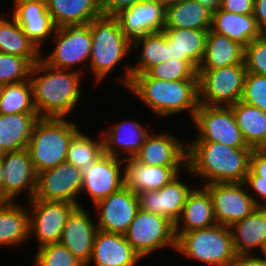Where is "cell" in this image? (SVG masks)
Listing matches in <instances>:
<instances>
[{
    "instance_id": "obj_50",
    "label": "cell",
    "mask_w": 266,
    "mask_h": 266,
    "mask_svg": "<svg viewBox=\"0 0 266 266\" xmlns=\"http://www.w3.org/2000/svg\"><path fill=\"white\" fill-rule=\"evenodd\" d=\"M212 15L221 9V0H197Z\"/></svg>"
},
{
    "instance_id": "obj_20",
    "label": "cell",
    "mask_w": 266,
    "mask_h": 266,
    "mask_svg": "<svg viewBox=\"0 0 266 266\" xmlns=\"http://www.w3.org/2000/svg\"><path fill=\"white\" fill-rule=\"evenodd\" d=\"M84 207L76 206L68 215L59 243L87 265L98 227L95 218Z\"/></svg>"
},
{
    "instance_id": "obj_43",
    "label": "cell",
    "mask_w": 266,
    "mask_h": 266,
    "mask_svg": "<svg viewBox=\"0 0 266 266\" xmlns=\"http://www.w3.org/2000/svg\"><path fill=\"white\" fill-rule=\"evenodd\" d=\"M244 64L247 72L266 76V33L244 47Z\"/></svg>"
},
{
    "instance_id": "obj_7",
    "label": "cell",
    "mask_w": 266,
    "mask_h": 266,
    "mask_svg": "<svg viewBox=\"0 0 266 266\" xmlns=\"http://www.w3.org/2000/svg\"><path fill=\"white\" fill-rule=\"evenodd\" d=\"M52 40L53 49L48 51L50 53L42 50L41 60L53 68L84 74V64L88 66L91 56L92 35L89 24L57 27Z\"/></svg>"
},
{
    "instance_id": "obj_53",
    "label": "cell",
    "mask_w": 266,
    "mask_h": 266,
    "mask_svg": "<svg viewBox=\"0 0 266 266\" xmlns=\"http://www.w3.org/2000/svg\"><path fill=\"white\" fill-rule=\"evenodd\" d=\"M165 8H167L168 6L180 3L184 0H158Z\"/></svg>"
},
{
    "instance_id": "obj_29",
    "label": "cell",
    "mask_w": 266,
    "mask_h": 266,
    "mask_svg": "<svg viewBox=\"0 0 266 266\" xmlns=\"http://www.w3.org/2000/svg\"><path fill=\"white\" fill-rule=\"evenodd\" d=\"M46 7L56 27L89 24L102 16L100 0H46Z\"/></svg>"
},
{
    "instance_id": "obj_39",
    "label": "cell",
    "mask_w": 266,
    "mask_h": 266,
    "mask_svg": "<svg viewBox=\"0 0 266 266\" xmlns=\"http://www.w3.org/2000/svg\"><path fill=\"white\" fill-rule=\"evenodd\" d=\"M145 74L159 80H198V69L190 61L172 57L149 68Z\"/></svg>"
},
{
    "instance_id": "obj_6",
    "label": "cell",
    "mask_w": 266,
    "mask_h": 266,
    "mask_svg": "<svg viewBox=\"0 0 266 266\" xmlns=\"http://www.w3.org/2000/svg\"><path fill=\"white\" fill-rule=\"evenodd\" d=\"M176 252L206 266H229L237 255L230 228L221 224L181 233L176 238Z\"/></svg>"
},
{
    "instance_id": "obj_35",
    "label": "cell",
    "mask_w": 266,
    "mask_h": 266,
    "mask_svg": "<svg viewBox=\"0 0 266 266\" xmlns=\"http://www.w3.org/2000/svg\"><path fill=\"white\" fill-rule=\"evenodd\" d=\"M139 48V49H138ZM141 49V50H140ZM138 52L135 62H132L131 72L134 75L143 74L149 68L163 63L169 58L167 38L163 32L147 34L132 42V53Z\"/></svg>"
},
{
    "instance_id": "obj_32",
    "label": "cell",
    "mask_w": 266,
    "mask_h": 266,
    "mask_svg": "<svg viewBox=\"0 0 266 266\" xmlns=\"http://www.w3.org/2000/svg\"><path fill=\"white\" fill-rule=\"evenodd\" d=\"M5 11V12H4ZM0 14V52L28 59L33 65L41 60V51L27 37L16 19Z\"/></svg>"
},
{
    "instance_id": "obj_1",
    "label": "cell",
    "mask_w": 266,
    "mask_h": 266,
    "mask_svg": "<svg viewBox=\"0 0 266 266\" xmlns=\"http://www.w3.org/2000/svg\"><path fill=\"white\" fill-rule=\"evenodd\" d=\"M85 77L77 71L50 67L42 60L33 65L29 80L38 116L67 118L72 115L82 100Z\"/></svg>"
},
{
    "instance_id": "obj_46",
    "label": "cell",
    "mask_w": 266,
    "mask_h": 266,
    "mask_svg": "<svg viewBox=\"0 0 266 266\" xmlns=\"http://www.w3.org/2000/svg\"><path fill=\"white\" fill-rule=\"evenodd\" d=\"M255 0H221V10L249 15L254 13Z\"/></svg>"
},
{
    "instance_id": "obj_15",
    "label": "cell",
    "mask_w": 266,
    "mask_h": 266,
    "mask_svg": "<svg viewBox=\"0 0 266 266\" xmlns=\"http://www.w3.org/2000/svg\"><path fill=\"white\" fill-rule=\"evenodd\" d=\"M3 201L18 202V197L26 196V201L34 198L37 188V172L27 148L2 154Z\"/></svg>"
},
{
    "instance_id": "obj_34",
    "label": "cell",
    "mask_w": 266,
    "mask_h": 266,
    "mask_svg": "<svg viewBox=\"0 0 266 266\" xmlns=\"http://www.w3.org/2000/svg\"><path fill=\"white\" fill-rule=\"evenodd\" d=\"M212 14L197 0H184L168 6L165 28L210 30Z\"/></svg>"
},
{
    "instance_id": "obj_55",
    "label": "cell",
    "mask_w": 266,
    "mask_h": 266,
    "mask_svg": "<svg viewBox=\"0 0 266 266\" xmlns=\"http://www.w3.org/2000/svg\"><path fill=\"white\" fill-rule=\"evenodd\" d=\"M262 255L266 258V248H265V250L263 251Z\"/></svg>"
},
{
    "instance_id": "obj_49",
    "label": "cell",
    "mask_w": 266,
    "mask_h": 266,
    "mask_svg": "<svg viewBox=\"0 0 266 266\" xmlns=\"http://www.w3.org/2000/svg\"><path fill=\"white\" fill-rule=\"evenodd\" d=\"M253 15L259 28L266 33V0H255Z\"/></svg>"
},
{
    "instance_id": "obj_9",
    "label": "cell",
    "mask_w": 266,
    "mask_h": 266,
    "mask_svg": "<svg viewBox=\"0 0 266 266\" xmlns=\"http://www.w3.org/2000/svg\"><path fill=\"white\" fill-rule=\"evenodd\" d=\"M246 73L245 64L198 70L199 103L230 107L241 101Z\"/></svg>"
},
{
    "instance_id": "obj_30",
    "label": "cell",
    "mask_w": 266,
    "mask_h": 266,
    "mask_svg": "<svg viewBox=\"0 0 266 266\" xmlns=\"http://www.w3.org/2000/svg\"><path fill=\"white\" fill-rule=\"evenodd\" d=\"M234 64H244V46L210 29L205 54L198 70H215Z\"/></svg>"
},
{
    "instance_id": "obj_33",
    "label": "cell",
    "mask_w": 266,
    "mask_h": 266,
    "mask_svg": "<svg viewBox=\"0 0 266 266\" xmlns=\"http://www.w3.org/2000/svg\"><path fill=\"white\" fill-rule=\"evenodd\" d=\"M38 114H0V150L19 151L27 148Z\"/></svg>"
},
{
    "instance_id": "obj_14",
    "label": "cell",
    "mask_w": 266,
    "mask_h": 266,
    "mask_svg": "<svg viewBox=\"0 0 266 266\" xmlns=\"http://www.w3.org/2000/svg\"><path fill=\"white\" fill-rule=\"evenodd\" d=\"M204 187L211 195L217 224L230 227L257 207L244 182L213 183Z\"/></svg>"
},
{
    "instance_id": "obj_45",
    "label": "cell",
    "mask_w": 266,
    "mask_h": 266,
    "mask_svg": "<svg viewBox=\"0 0 266 266\" xmlns=\"http://www.w3.org/2000/svg\"><path fill=\"white\" fill-rule=\"evenodd\" d=\"M142 0H100L102 16H115L120 11L127 9Z\"/></svg>"
},
{
    "instance_id": "obj_18",
    "label": "cell",
    "mask_w": 266,
    "mask_h": 266,
    "mask_svg": "<svg viewBox=\"0 0 266 266\" xmlns=\"http://www.w3.org/2000/svg\"><path fill=\"white\" fill-rule=\"evenodd\" d=\"M159 131L151 129L134 158L151 166H187L188 142L172 132Z\"/></svg>"
},
{
    "instance_id": "obj_21",
    "label": "cell",
    "mask_w": 266,
    "mask_h": 266,
    "mask_svg": "<svg viewBox=\"0 0 266 266\" xmlns=\"http://www.w3.org/2000/svg\"><path fill=\"white\" fill-rule=\"evenodd\" d=\"M8 16H13L27 37L42 51L54 36L56 26L47 11L46 0H18ZM43 48V49H42Z\"/></svg>"
},
{
    "instance_id": "obj_24",
    "label": "cell",
    "mask_w": 266,
    "mask_h": 266,
    "mask_svg": "<svg viewBox=\"0 0 266 266\" xmlns=\"http://www.w3.org/2000/svg\"><path fill=\"white\" fill-rule=\"evenodd\" d=\"M124 187L136 194L141 191L160 190L187 166H151L145 165L134 157L123 159Z\"/></svg>"
},
{
    "instance_id": "obj_16",
    "label": "cell",
    "mask_w": 266,
    "mask_h": 266,
    "mask_svg": "<svg viewBox=\"0 0 266 266\" xmlns=\"http://www.w3.org/2000/svg\"><path fill=\"white\" fill-rule=\"evenodd\" d=\"M98 230L124 235L133 222L139 206L138 195L127 187L92 205Z\"/></svg>"
},
{
    "instance_id": "obj_47",
    "label": "cell",
    "mask_w": 266,
    "mask_h": 266,
    "mask_svg": "<svg viewBox=\"0 0 266 266\" xmlns=\"http://www.w3.org/2000/svg\"><path fill=\"white\" fill-rule=\"evenodd\" d=\"M229 266H266V258L262 254H237Z\"/></svg>"
},
{
    "instance_id": "obj_5",
    "label": "cell",
    "mask_w": 266,
    "mask_h": 266,
    "mask_svg": "<svg viewBox=\"0 0 266 266\" xmlns=\"http://www.w3.org/2000/svg\"><path fill=\"white\" fill-rule=\"evenodd\" d=\"M67 118L40 117L35 123L27 150L38 173L66 161L69 143L82 129Z\"/></svg>"
},
{
    "instance_id": "obj_2",
    "label": "cell",
    "mask_w": 266,
    "mask_h": 266,
    "mask_svg": "<svg viewBox=\"0 0 266 266\" xmlns=\"http://www.w3.org/2000/svg\"><path fill=\"white\" fill-rule=\"evenodd\" d=\"M187 176L200 178V186L244 182L252 148H234L213 141H187Z\"/></svg>"
},
{
    "instance_id": "obj_19",
    "label": "cell",
    "mask_w": 266,
    "mask_h": 266,
    "mask_svg": "<svg viewBox=\"0 0 266 266\" xmlns=\"http://www.w3.org/2000/svg\"><path fill=\"white\" fill-rule=\"evenodd\" d=\"M165 13L166 8L158 0H142L114 17L132 43L147 34L162 32L165 28Z\"/></svg>"
},
{
    "instance_id": "obj_40",
    "label": "cell",
    "mask_w": 266,
    "mask_h": 266,
    "mask_svg": "<svg viewBox=\"0 0 266 266\" xmlns=\"http://www.w3.org/2000/svg\"><path fill=\"white\" fill-rule=\"evenodd\" d=\"M34 255V266H86L60 243L40 246Z\"/></svg>"
},
{
    "instance_id": "obj_3",
    "label": "cell",
    "mask_w": 266,
    "mask_h": 266,
    "mask_svg": "<svg viewBox=\"0 0 266 266\" xmlns=\"http://www.w3.org/2000/svg\"><path fill=\"white\" fill-rule=\"evenodd\" d=\"M92 35L91 56L88 68L93 75L94 85H100L116 67L124 64L121 76L116 81L125 89L132 79L131 64L125 62L132 56V43L126 38L118 20L113 16H101L89 23ZM127 63V64H126ZM120 64V65H119ZM109 75V76H108Z\"/></svg>"
},
{
    "instance_id": "obj_13",
    "label": "cell",
    "mask_w": 266,
    "mask_h": 266,
    "mask_svg": "<svg viewBox=\"0 0 266 266\" xmlns=\"http://www.w3.org/2000/svg\"><path fill=\"white\" fill-rule=\"evenodd\" d=\"M81 174V193L88 196L93 205L124 187L123 159L105 153L82 168Z\"/></svg>"
},
{
    "instance_id": "obj_23",
    "label": "cell",
    "mask_w": 266,
    "mask_h": 266,
    "mask_svg": "<svg viewBox=\"0 0 266 266\" xmlns=\"http://www.w3.org/2000/svg\"><path fill=\"white\" fill-rule=\"evenodd\" d=\"M140 261L142 262L141 256L124 235L98 230L92 255L86 266H138Z\"/></svg>"
},
{
    "instance_id": "obj_48",
    "label": "cell",
    "mask_w": 266,
    "mask_h": 266,
    "mask_svg": "<svg viewBox=\"0 0 266 266\" xmlns=\"http://www.w3.org/2000/svg\"><path fill=\"white\" fill-rule=\"evenodd\" d=\"M246 176L266 178V158L260 156L254 149L250 155V167Z\"/></svg>"
},
{
    "instance_id": "obj_26",
    "label": "cell",
    "mask_w": 266,
    "mask_h": 266,
    "mask_svg": "<svg viewBox=\"0 0 266 266\" xmlns=\"http://www.w3.org/2000/svg\"><path fill=\"white\" fill-rule=\"evenodd\" d=\"M209 191L196 185L188 194L179 219L174 224L176 238L184 232L216 225Z\"/></svg>"
},
{
    "instance_id": "obj_54",
    "label": "cell",
    "mask_w": 266,
    "mask_h": 266,
    "mask_svg": "<svg viewBox=\"0 0 266 266\" xmlns=\"http://www.w3.org/2000/svg\"><path fill=\"white\" fill-rule=\"evenodd\" d=\"M3 84L2 83H0V96H1V93H2V88H3Z\"/></svg>"
},
{
    "instance_id": "obj_8",
    "label": "cell",
    "mask_w": 266,
    "mask_h": 266,
    "mask_svg": "<svg viewBox=\"0 0 266 266\" xmlns=\"http://www.w3.org/2000/svg\"><path fill=\"white\" fill-rule=\"evenodd\" d=\"M132 248L144 258L154 251H176L174 223L168 218L139 209L124 234ZM159 250V251H158Z\"/></svg>"
},
{
    "instance_id": "obj_51",
    "label": "cell",
    "mask_w": 266,
    "mask_h": 266,
    "mask_svg": "<svg viewBox=\"0 0 266 266\" xmlns=\"http://www.w3.org/2000/svg\"><path fill=\"white\" fill-rule=\"evenodd\" d=\"M254 150L262 157L266 158V136L265 138L254 148Z\"/></svg>"
},
{
    "instance_id": "obj_10",
    "label": "cell",
    "mask_w": 266,
    "mask_h": 266,
    "mask_svg": "<svg viewBox=\"0 0 266 266\" xmlns=\"http://www.w3.org/2000/svg\"><path fill=\"white\" fill-rule=\"evenodd\" d=\"M195 137L187 141H213L234 148L247 146L230 107L198 104L193 119Z\"/></svg>"
},
{
    "instance_id": "obj_52",
    "label": "cell",
    "mask_w": 266,
    "mask_h": 266,
    "mask_svg": "<svg viewBox=\"0 0 266 266\" xmlns=\"http://www.w3.org/2000/svg\"><path fill=\"white\" fill-rule=\"evenodd\" d=\"M3 167L0 159V201H3Z\"/></svg>"
},
{
    "instance_id": "obj_37",
    "label": "cell",
    "mask_w": 266,
    "mask_h": 266,
    "mask_svg": "<svg viewBox=\"0 0 266 266\" xmlns=\"http://www.w3.org/2000/svg\"><path fill=\"white\" fill-rule=\"evenodd\" d=\"M37 114L29 79L4 85L0 96V114Z\"/></svg>"
},
{
    "instance_id": "obj_12",
    "label": "cell",
    "mask_w": 266,
    "mask_h": 266,
    "mask_svg": "<svg viewBox=\"0 0 266 266\" xmlns=\"http://www.w3.org/2000/svg\"><path fill=\"white\" fill-rule=\"evenodd\" d=\"M82 174L79 168L64 161L54 168L38 173L33 199L64 201L83 207ZM79 197V198H78Z\"/></svg>"
},
{
    "instance_id": "obj_4",
    "label": "cell",
    "mask_w": 266,
    "mask_h": 266,
    "mask_svg": "<svg viewBox=\"0 0 266 266\" xmlns=\"http://www.w3.org/2000/svg\"><path fill=\"white\" fill-rule=\"evenodd\" d=\"M126 90L157 119L189 113L192 120L199 104L198 80H159L143 73L134 75Z\"/></svg>"
},
{
    "instance_id": "obj_36",
    "label": "cell",
    "mask_w": 266,
    "mask_h": 266,
    "mask_svg": "<svg viewBox=\"0 0 266 266\" xmlns=\"http://www.w3.org/2000/svg\"><path fill=\"white\" fill-rule=\"evenodd\" d=\"M247 146L254 149L266 136V112L242 101L230 106Z\"/></svg>"
},
{
    "instance_id": "obj_11",
    "label": "cell",
    "mask_w": 266,
    "mask_h": 266,
    "mask_svg": "<svg viewBox=\"0 0 266 266\" xmlns=\"http://www.w3.org/2000/svg\"><path fill=\"white\" fill-rule=\"evenodd\" d=\"M26 203L29 210V239L35 238L37 248L59 243L67 217L77 205L40 199H32Z\"/></svg>"
},
{
    "instance_id": "obj_27",
    "label": "cell",
    "mask_w": 266,
    "mask_h": 266,
    "mask_svg": "<svg viewBox=\"0 0 266 266\" xmlns=\"http://www.w3.org/2000/svg\"><path fill=\"white\" fill-rule=\"evenodd\" d=\"M0 201V247H16L29 239L27 203Z\"/></svg>"
},
{
    "instance_id": "obj_44",
    "label": "cell",
    "mask_w": 266,
    "mask_h": 266,
    "mask_svg": "<svg viewBox=\"0 0 266 266\" xmlns=\"http://www.w3.org/2000/svg\"><path fill=\"white\" fill-rule=\"evenodd\" d=\"M244 184L256 205L266 207V178L260 176H246Z\"/></svg>"
},
{
    "instance_id": "obj_28",
    "label": "cell",
    "mask_w": 266,
    "mask_h": 266,
    "mask_svg": "<svg viewBox=\"0 0 266 266\" xmlns=\"http://www.w3.org/2000/svg\"><path fill=\"white\" fill-rule=\"evenodd\" d=\"M208 31L164 28L169 57L190 61L198 69L205 54Z\"/></svg>"
},
{
    "instance_id": "obj_56",
    "label": "cell",
    "mask_w": 266,
    "mask_h": 266,
    "mask_svg": "<svg viewBox=\"0 0 266 266\" xmlns=\"http://www.w3.org/2000/svg\"><path fill=\"white\" fill-rule=\"evenodd\" d=\"M2 154H3V152L0 150V159L2 158Z\"/></svg>"
},
{
    "instance_id": "obj_31",
    "label": "cell",
    "mask_w": 266,
    "mask_h": 266,
    "mask_svg": "<svg viewBox=\"0 0 266 266\" xmlns=\"http://www.w3.org/2000/svg\"><path fill=\"white\" fill-rule=\"evenodd\" d=\"M211 30L239 42L244 47L264 34L253 14L242 15L221 9L212 15Z\"/></svg>"
},
{
    "instance_id": "obj_42",
    "label": "cell",
    "mask_w": 266,
    "mask_h": 266,
    "mask_svg": "<svg viewBox=\"0 0 266 266\" xmlns=\"http://www.w3.org/2000/svg\"><path fill=\"white\" fill-rule=\"evenodd\" d=\"M241 101L266 112V76L247 72Z\"/></svg>"
},
{
    "instance_id": "obj_22",
    "label": "cell",
    "mask_w": 266,
    "mask_h": 266,
    "mask_svg": "<svg viewBox=\"0 0 266 266\" xmlns=\"http://www.w3.org/2000/svg\"><path fill=\"white\" fill-rule=\"evenodd\" d=\"M113 124L107 131H98L103 138L104 153L121 159L134 157L151 132L150 125L146 129L144 123L128 118Z\"/></svg>"
},
{
    "instance_id": "obj_25",
    "label": "cell",
    "mask_w": 266,
    "mask_h": 266,
    "mask_svg": "<svg viewBox=\"0 0 266 266\" xmlns=\"http://www.w3.org/2000/svg\"><path fill=\"white\" fill-rule=\"evenodd\" d=\"M229 228L236 254H262L266 248V207L257 206Z\"/></svg>"
},
{
    "instance_id": "obj_17",
    "label": "cell",
    "mask_w": 266,
    "mask_h": 266,
    "mask_svg": "<svg viewBox=\"0 0 266 266\" xmlns=\"http://www.w3.org/2000/svg\"><path fill=\"white\" fill-rule=\"evenodd\" d=\"M179 173L160 190L141 191L138 193L140 209L168 218L172 223L179 219L188 194L194 188L190 181H184ZM181 174V175H180Z\"/></svg>"
},
{
    "instance_id": "obj_38",
    "label": "cell",
    "mask_w": 266,
    "mask_h": 266,
    "mask_svg": "<svg viewBox=\"0 0 266 266\" xmlns=\"http://www.w3.org/2000/svg\"><path fill=\"white\" fill-rule=\"evenodd\" d=\"M99 135L94 138V135L80 130L69 143L66 161L80 170L87 164H93L104 153L103 138Z\"/></svg>"
},
{
    "instance_id": "obj_41",
    "label": "cell",
    "mask_w": 266,
    "mask_h": 266,
    "mask_svg": "<svg viewBox=\"0 0 266 266\" xmlns=\"http://www.w3.org/2000/svg\"><path fill=\"white\" fill-rule=\"evenodd\" d=\"M33 64L26 58L0 52V83H19L29 79Z\"/></svg>"
}]
</instances>
